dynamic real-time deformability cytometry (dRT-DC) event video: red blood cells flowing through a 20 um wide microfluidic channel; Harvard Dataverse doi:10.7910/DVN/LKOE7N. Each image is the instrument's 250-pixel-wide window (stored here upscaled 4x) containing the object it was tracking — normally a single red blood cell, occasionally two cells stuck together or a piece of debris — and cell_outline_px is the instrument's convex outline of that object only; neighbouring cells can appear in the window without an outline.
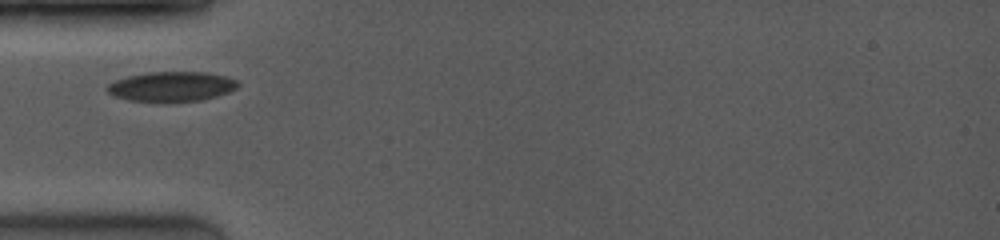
{"species": "common noctule bat (a hibernating species)", "species_latin": "Nyctalus noctula", "temperature_condition": "room temperature", "stored_images_in_passage": 9, "camera_frame_rate_fps": 4000, "um_per_image_px": 0.085, "animal": {"sex": "female", "body_mass_g": 19.0, "forearm_length_mm": 53.3}, "frame": {"image": 1, "passage_image": 1, "time_ms": 0.0, "image_size_px": [1000, 240], "cell_outline_px": [[240, 84], [236, 88], [228, 92], [216, 96], [200, 100], [168, 104], [156, 104], [128, 100], [116, 96], [108, 92], [108, 84], [116, 80], [128, 76], [152, 72], [204, 72], [224, 76], [236, 80]], "centroid_in_image_um": [14.57, 7.4], "position_along_channel_um": 70.4, "area_um2": 23.12}}
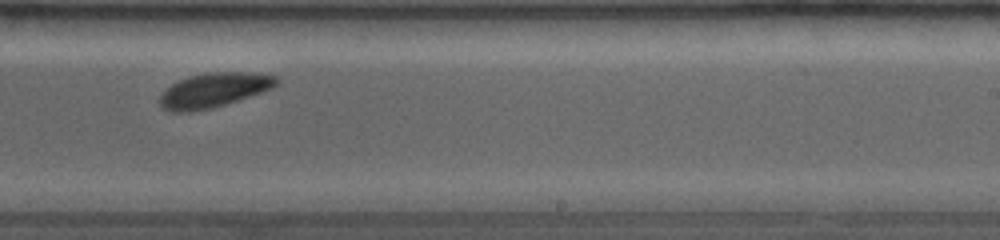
{"frame": {"image": 2, "passage_image": 8, "time_ms": 1.75, "image_size_px": [1000, 240], "cell_outline_px": [[276, 84], [272, 88], [212, 108], [192, 112], [168, 112], [160, 108], [160, 96], [172, 84], [180, 80], [192, 76], [216, 72], [240, 72], [276, 76]], "centroid_in_image_um": [18.1, 7.69], "position_along_channel_um": 270.9, "area_um2": 22.77}}
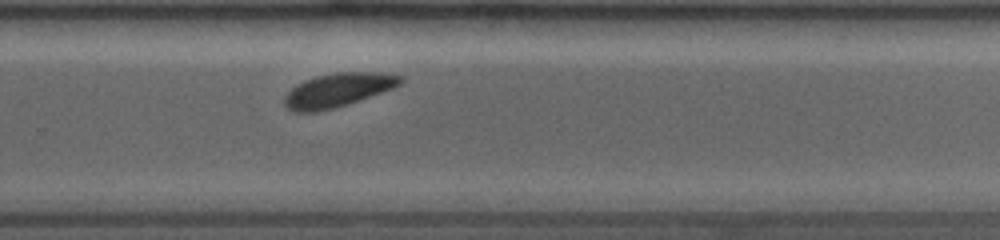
{"frame": {"image": 3, "passage_image": 9, "time_ms": 2.0, "image_size_px": [1000, 240], "cell_outline_px": [[404, 80], [400, 84], [392, 88], [360, 100], [336, 108], [316, 112], [296, 112], [288, 108], [284, 104], [284, 96], [292, 88], [308, 80], [320, 76], [344, 72], [376, 72], [400, 76]], "centroid_in_image_um": [28.72, 7.68], "position_along_channel_um": 301.1, "area_um2": 22.25}}